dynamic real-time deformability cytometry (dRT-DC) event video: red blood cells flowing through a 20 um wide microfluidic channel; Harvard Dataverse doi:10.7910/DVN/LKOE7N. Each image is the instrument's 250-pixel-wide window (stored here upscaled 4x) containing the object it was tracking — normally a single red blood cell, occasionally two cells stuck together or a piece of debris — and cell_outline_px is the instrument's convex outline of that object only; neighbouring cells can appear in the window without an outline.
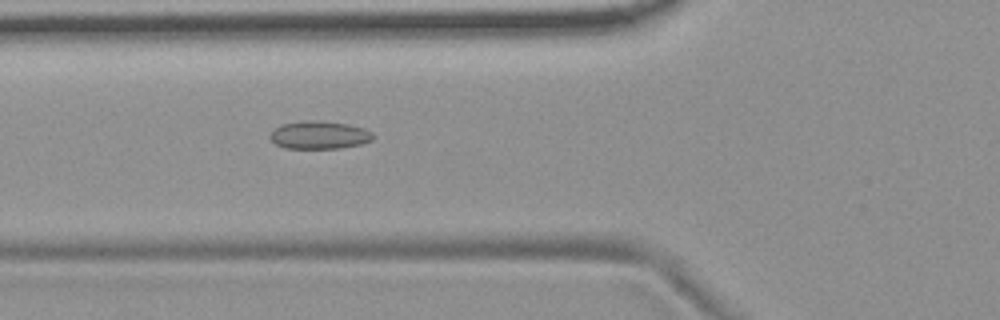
{"species": "common noctule bat (a hibernating species)", "species_latin": "Nyctalus noctula", "temperature_condition": "room temperature", "stored_images_in_passage": 33, "camera_frame_rate_fps": 3000, "um_per_image_px": 0.085, "animal": {"sex": "female", "body_mass_g": 19.9}, "frame": {"image": 1, "passage_image": 6, "time_ms": 1.667, "image_size_px": [1000, 320], "cell_outline_px": [[372, 140], [360, 144], [340, 148], [284, 148], [276, 144], [268, 136], [280, 124], [304, 120], [316, 120], [348, 124], [364, 128], [372, 132]], "centroid_in_image_um": [27.12, 11.47], "position_along_channel_um": 98.7, "area_um2": 16.7}}
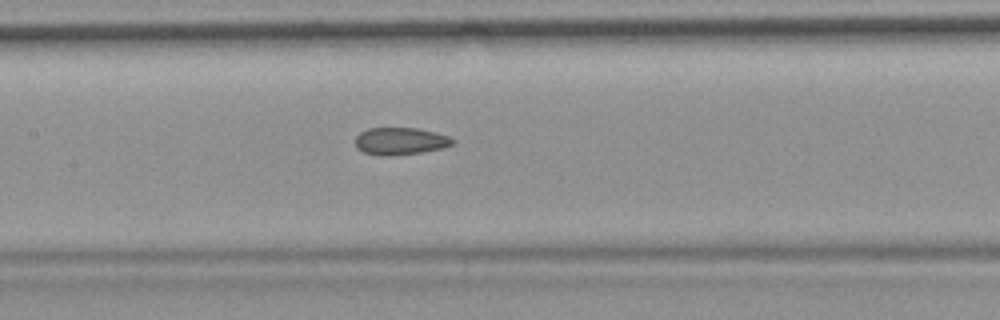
{"frame": {"image": 2, "passage_image": 12, "time_ms": 3.667, "image_size_px": [1000, 320], "cell_outline_px": [[456, 140], [452, 144], [444, 148], [420, 152], [388, 156], [380, 156], [364, 152], [356, 148], [356, 136], [360, 132], [368, 128], [420, 128], [448, 136]], "centroid_in_image_um": [34.02, 11.99], "position_along_channel_um": 173.4, "area_um2": 15.49}}
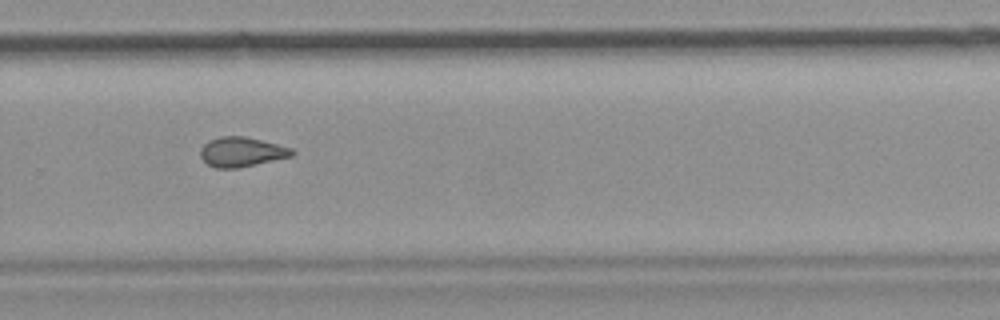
{"frame": {"image": 3, "passage_image": 23, "time_ms": 7.333, "image_size_px": [1000, 320], "cell_outline_px": [[296, 152], [292, 156], [236, 168], [216, 168], [208, 164], [200, 156], [200, 148], [208, 140], [220, 136], [244, 136], [292, 148]], "centroid_in_image_um": [20.51, 12.9], "position_along_channel_um": 309.3, "area_um2": 15.66}, "authors_computed_cell_mechanics": {"area_um2": 15.7794, "velocity_mm_per_s": 3.7241, "shape_relaxation_time_tau1_ms": null, "shape_relaxation_time_tau2_ms": 3.8321, "deformation_change_tau1": null, "deformation_change_tau2": 0.1072}}